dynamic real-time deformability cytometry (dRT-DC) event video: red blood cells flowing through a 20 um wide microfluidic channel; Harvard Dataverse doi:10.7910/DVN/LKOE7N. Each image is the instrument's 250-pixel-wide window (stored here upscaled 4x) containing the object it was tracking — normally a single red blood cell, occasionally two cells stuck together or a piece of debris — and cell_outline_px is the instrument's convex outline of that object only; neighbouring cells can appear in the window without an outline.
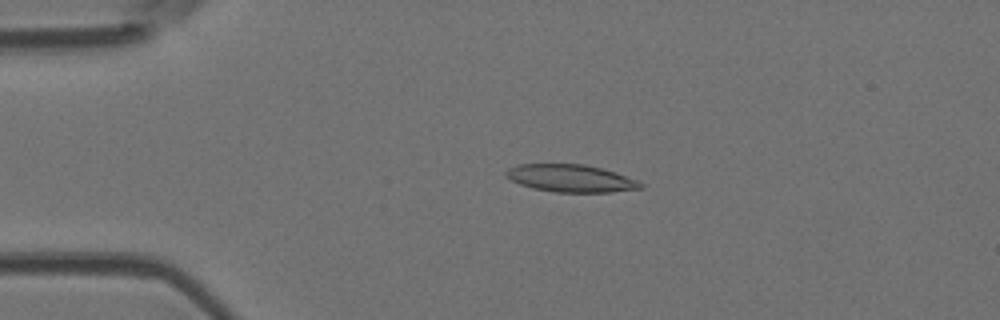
{"species": "Egyptian fruit bat (a non-hibernating species)", "species_latin": "Rousettus aegyptiacus", "temperature_condition": "room temperature", "stored_images_in_passage": 4, "camera_frame_rate_fps": 3000, "um_per_image_px": 0.085, "animal": {"sex": "female"}, "frame": {"image": 1, "passage_image": 3, "time_ms": 2.333, "image_size_px": [1000, 320], "cell_outline_px": [[644, 188], [608, 192], [556, 192], [532, 188], [520, 184], [512, 180], [504, 172], [508, 168], [520, 164], [584, 164], [616, 172], [636, 180], [644, 184]], "centroid_in_image_um": [48.53, 15.15], "position_along_channel_um": 36.5, "area_um2": 21.39}}